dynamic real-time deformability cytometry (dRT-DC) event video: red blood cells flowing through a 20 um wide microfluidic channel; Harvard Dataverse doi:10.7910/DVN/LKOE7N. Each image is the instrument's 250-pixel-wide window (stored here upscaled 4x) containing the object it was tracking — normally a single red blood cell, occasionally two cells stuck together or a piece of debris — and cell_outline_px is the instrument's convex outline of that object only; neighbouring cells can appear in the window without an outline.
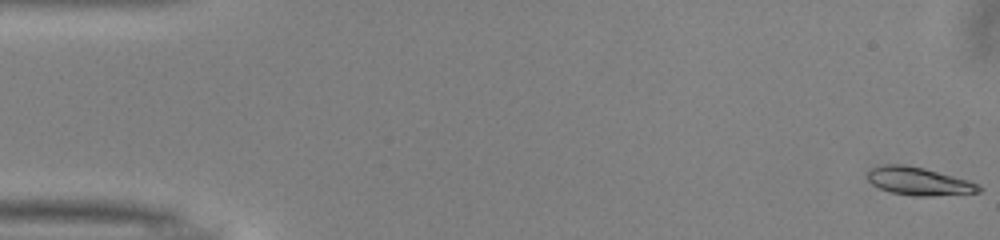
{"species": "common noctule bat (a hibernating species)", "species_latin": "Nyctalus noctula", "temperature_condition": "warm", "stored_images_in_passage": 51, "camera_frame_rate_fps": 3000, "um_per_image_px": 0.085, "animal": {"sex": "male", "body_mass_g": 13.0, "forearm_length_mm": 53.1}, "frame": {"image": 1, "passage_image": 1, "time_ms": 0.0, "image_size_px": [1000, 240], "cell_outline_px": [[984, 188], [980, 192], [932, 196], [912, 196], [892, 192], [880, 188], [872, 184], [868, 180], [868, 172], [872, 168], [884, 164], [904, 164], [924, 168], [968, 180]], "centroid_in_image_um": [78.1, 15.41], "position_along_channel_um": 6.9, "area_um2": 18.03}}
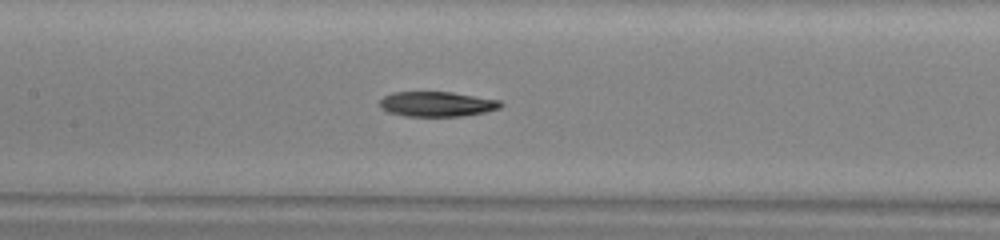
{"frame": {"image": 2, "passage_image": 24, "time_ms": 7.667, "image_size_px": [1000, 240], "cell_outline_px": [[504, 104], [500, 108], [484, 112], [460, 116], [404, 116], [388, 112], [380, 108], [380, 100], [384, 96], [392, 92], [452, 92], [500, 100]], "centroid_in_image_um": [37.13, 8.84], "position_along_channel_um": 170.3, "area_um2": 17.63}}
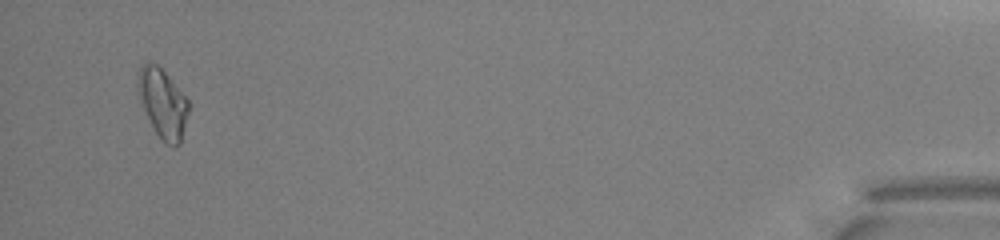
{"frame": {"image": 3, "passage_image": 49, "time_ms": 16.0, "image_size_px": [1000, 240], "cell_outline_px": [[192, 104], [180, 144], [176, 148], [172, 148], [156, 132], [136, 92], [136, 76], [140, 64], [148, 60], [156, 64], [168, 76]], "centroid_in_image_um": [13.84, 8.74], "position_along_channel_um": 421.4, "area_um2": 20.75}, "authors_computed_cell_mechanics": {"area_um2": 18.0336, "velocity_mm_per_s": 4.0442, "shape_relaxation_time_tau1_ms": 4.1512, "shape_relaxation_time_tau2_ms": null, "deformation_change_tau1": 0.1472, "deformation_change_tau2": null}}